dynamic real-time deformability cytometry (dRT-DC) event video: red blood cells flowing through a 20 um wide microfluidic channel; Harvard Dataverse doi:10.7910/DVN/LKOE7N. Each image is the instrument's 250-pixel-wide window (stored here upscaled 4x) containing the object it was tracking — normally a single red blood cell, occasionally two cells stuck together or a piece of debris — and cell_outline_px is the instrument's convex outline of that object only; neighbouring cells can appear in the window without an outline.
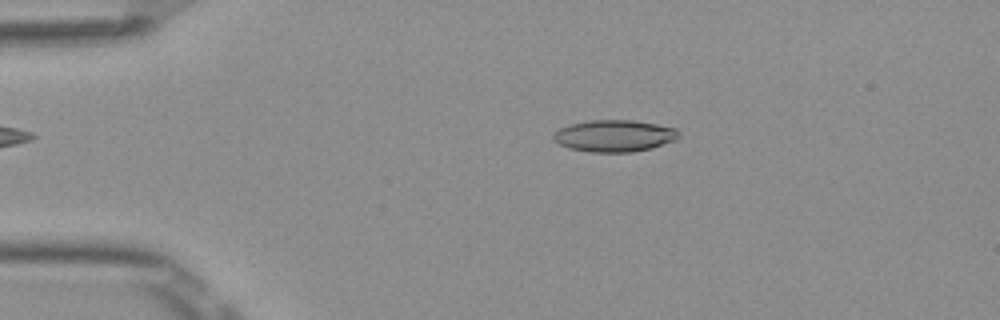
{"species": "Egyptian fruit bat (a non-hibernating species)", "species_latin": "Rousettus aegyptiacus", "temperature_condition": "room temperature", "stored_images_in_passage": 17, "camera_frame_rate_fps": 3000, "um_per_image_px": 0.085, "frame": {"image": 1, "passage_image": 10, "time_ms": 3.0, "image_size_px": [1000, 320], "cell_outline_px": [[680, 136], [676, 140], [652, 148], [632, 152], [588, 152], [568, 148], [552, 140], [552, 136], [560, 128], [568, 124], [592, 120], [636, 120], [676, 128], [680, 132]], "centroid_in_image_um": [52.23, 11.54], "position_along_channel_um": 32.8, "area_um2": 23.47}}
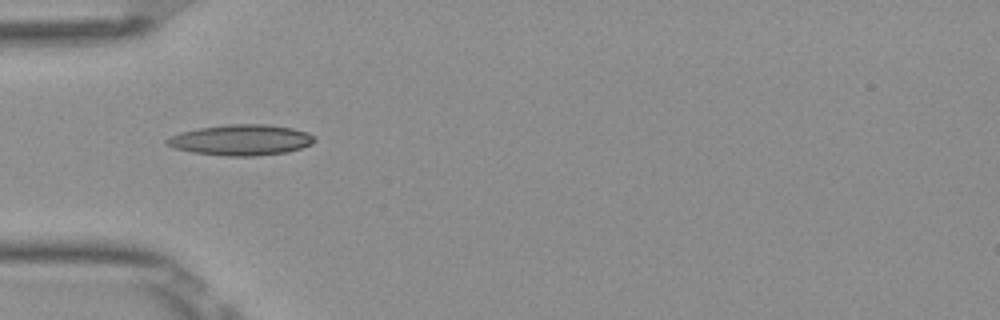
{"frame": {"image": 2, "passage_image": 16, "time_ms": 5.0, "image_size_px": [1000, 320], "cell_outline_px": [[316, 140], [312, 144], [288, 152], [256, 156], [228, 156], [192, 152], [176, 148], [168, 144], [164, 140], [168, 136], [180, 132], [200, 128], [228, 124], [268, 124], [292, 128], [308, 132], [316, 136]], "centroid_in_image_um": [20.53, 11.89], "position_along_channel_um": 64.5, "area_um2": 26.53}}